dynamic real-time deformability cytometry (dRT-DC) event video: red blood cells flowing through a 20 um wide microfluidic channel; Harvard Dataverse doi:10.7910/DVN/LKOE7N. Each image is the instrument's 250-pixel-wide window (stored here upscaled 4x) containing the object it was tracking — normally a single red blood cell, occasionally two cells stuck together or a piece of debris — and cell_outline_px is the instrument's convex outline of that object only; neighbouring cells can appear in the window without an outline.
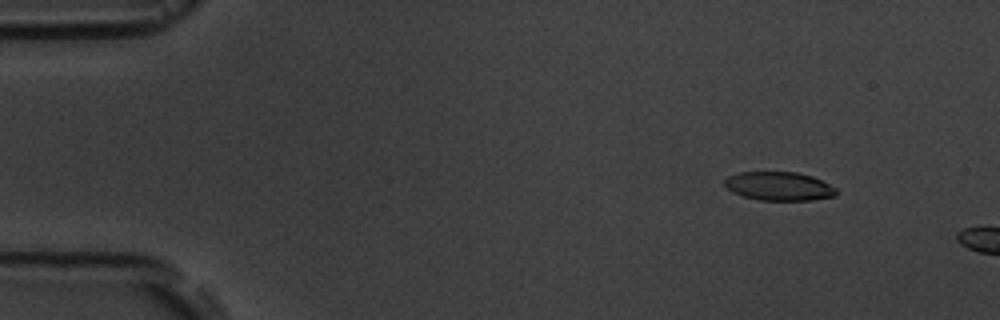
{"species": "common noctule bat (a hibernating species)", "species_latin": "Nyctalus noctula", "temperature_condition": "room temperature", "stored_images_in_passage": 4, "camera_frame_rate_fps": 3000, "um_per_image_px": 0.085, "animal": {"sex": "male", "body_mass_g": 19.5, "forearm_length_mm": 54.6}, "frame": {"image": 1, "passage_image": 2, "time_ms": 1.333, "image_size_px": [1000, 320], "cell_outline_px": [[836, 196], [812, 200], [760, 200], [744, 196], [732, 192], [724, 184], [724, 180], [728, 176], [740, 172], [796, 172], [812, 176], [836, 188]], "centroid_in_image_um": [66.21, 15.82], "position_along_channel_um": 18.8, "area_um2": 18.55}}